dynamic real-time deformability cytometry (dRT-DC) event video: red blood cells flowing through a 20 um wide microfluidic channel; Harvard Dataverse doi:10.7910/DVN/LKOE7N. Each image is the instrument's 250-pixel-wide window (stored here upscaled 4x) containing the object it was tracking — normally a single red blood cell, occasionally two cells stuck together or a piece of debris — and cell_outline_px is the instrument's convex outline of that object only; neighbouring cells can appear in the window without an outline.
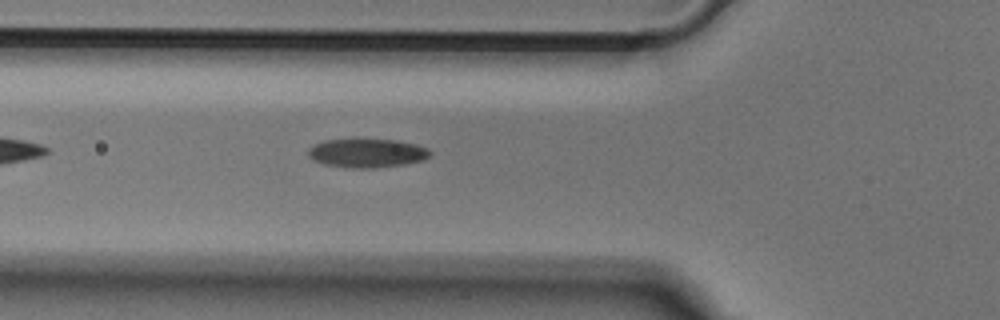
{"species": "Egyptian fruit bat (a non-hibernating species)", "species_latin": "Rousettus aegyptiacus", "temperature_condition": "cold", "stored_images_in_passage": 34, "camera_frame_rate_fps": 3000, "um_per_image_px": 0.085, "animal": {"sex": "male"}, "frame": {"image": 1, "passage_image": 6, "time_ms": 1.667, "image_size_px": [1000, 320], "cell_outline_px": [[432, 156], [424, 160], [404, 164], [372, 168], [352, 168], [324, 164], [312, 160], [308, 156], [308, 148], [324, 140], [356, 136], [396, 140], [416, 144], [428, 148], [432, 152]], "centroid_in_image_um": [31.19, 12.96], "position_along_channel_um": 94.6, "area_um2": 21.44}}
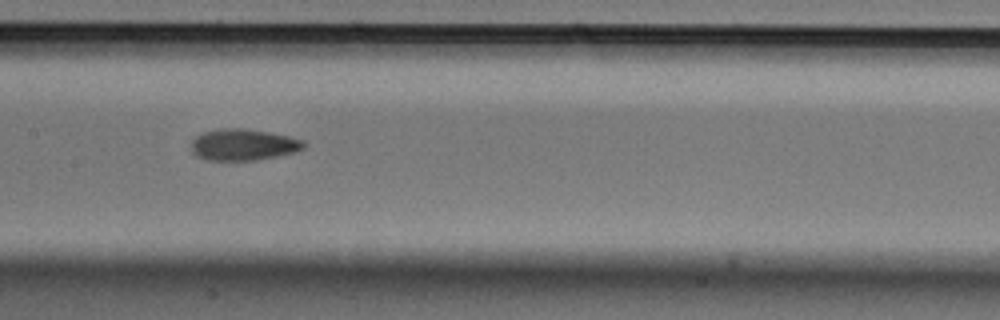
{"frame": {"image": 2, "passage_image": 13, "time_ms": 4.0, "image_size_px": [1000, 320], "cell_outline_px": [[308, 144], [304, 148], [296, 152], [256, 160], [204, 160], [196, 156], [192, 152], [192, 140], [196, 136], [204, 132], [228, 128], [240, 128], [268, 132], [288, 136], [304, 140]], "centroid_in_image_um": [20.7, 12.31], "position_along_channel_um": 186.7, "area_um2": 20.58}}
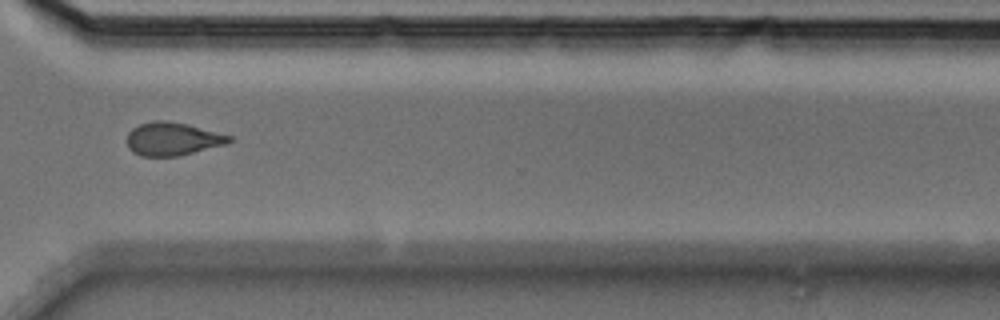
{"frame": {"image": 3, "passage_image": 26, "time_ms": 8.333, "image_size_px": [1000, 320], "cell_outline_px": [[232, 140], [224, 144], [180, 156], [140, 156], [132, 152], [128, 148], [128, 132], [132, 128], [140, 124], [156, 120], [168, 120], [188, 124], [232, 136]], "centroid_in_image_um": [14.64, 11.8], "position_along_channel_um": 356.0, "area_um2": 19.71}}